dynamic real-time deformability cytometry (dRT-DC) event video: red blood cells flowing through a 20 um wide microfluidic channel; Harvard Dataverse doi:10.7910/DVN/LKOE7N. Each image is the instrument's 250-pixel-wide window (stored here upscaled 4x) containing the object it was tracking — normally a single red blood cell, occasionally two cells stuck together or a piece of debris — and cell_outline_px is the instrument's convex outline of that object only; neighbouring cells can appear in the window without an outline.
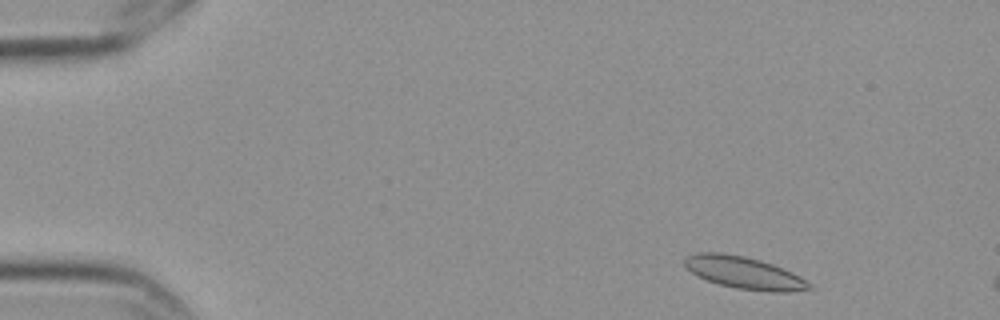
{"species": "Egyptian fruit bat (a non-hibernating species)", "species_latin": "Rousettus aegyptiacus", "temperature_condition": "cold", "stored_images_in_passage": 3, "camera_frame_rate_fps": 3000, "um_per_image_px": 0.085, "frame": {"image": 1, "passage_image": 1, "time_ms": 0.0, "image_size_px": [1000, 320], "cell_outline_px": [[816, 288], [788, 292], [768, 292], [736, 288], [720, 284], [696, 276], [684, 264], [684, 260], [688, 256], [696, 252], [720, 252], [744, 256], [772, 264], [792, 272], [800, 276], [812, 284]], "centroid_in_image_um": [63.28, 23.19], "position_along_channel_um": 21.7, "area_um2": 23.35}}